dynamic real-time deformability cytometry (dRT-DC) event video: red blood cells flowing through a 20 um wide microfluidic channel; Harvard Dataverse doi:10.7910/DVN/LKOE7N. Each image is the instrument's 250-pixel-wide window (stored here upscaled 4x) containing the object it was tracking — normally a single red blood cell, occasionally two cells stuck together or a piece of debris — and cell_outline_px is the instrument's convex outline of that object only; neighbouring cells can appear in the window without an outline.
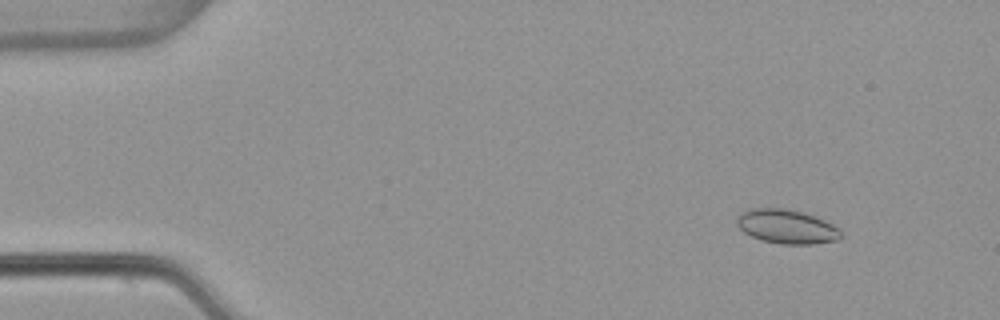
{"species": "common noctule bat (a hibernating species)", "species_latin": "Nyctalus noctula", "temperature_condition": "warm", "stored_images_in_passage": 46, "camera_frame_rate_fps": 3000, "um_per_image_px": 0.085, "animal": {"sex": "female", "body_mass_g": 22.7, "forearm_length_mm": 54.2}, "frame": {"image": 1, "passage_image": 6, "time_ms": 1.667, "image_size_px": [1000, 320], "cell_outline_px": [[844, 232], [836, 240], [812, 244], [780, 244], [760, 240], [744, 232], [736, 224], [736, 220], [740, 212], [752, 208], [788, 208], [804, 212], [816, 216], [840, 228]], "centroid_in_image_um": [66.87, 19.25], "position_along_channel_um": 18.1, "area_um2": 20.92}}
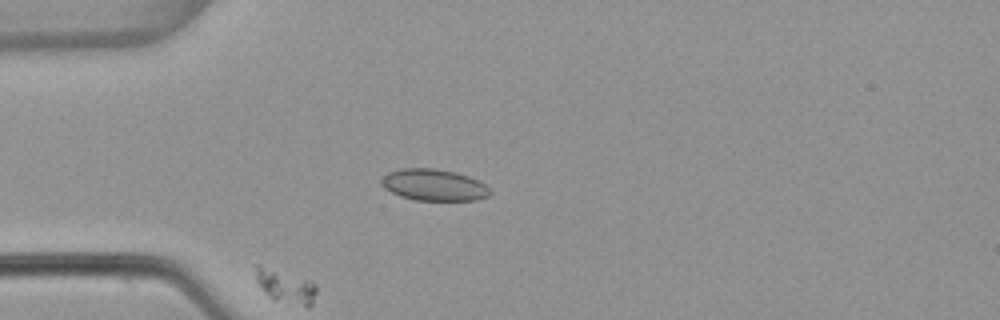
{"frame": {"image": 2, "passage_image": 15, "time_ms": 4.667, "image_size_px": [1000, 320], "cell_outline_px": [[492, 192], [488, 196], [476, 200], [416, 200], [400, 196], [384, 188], [380, 184], [380, 180], [388, 172], [400, 168], [432, 168], [456, 172], [468, 176], [484, 184]], "centroid_in_image_um": [36.85, 15.71], "position_along_channel_um": 48.2, "area_um2": 19.94}}